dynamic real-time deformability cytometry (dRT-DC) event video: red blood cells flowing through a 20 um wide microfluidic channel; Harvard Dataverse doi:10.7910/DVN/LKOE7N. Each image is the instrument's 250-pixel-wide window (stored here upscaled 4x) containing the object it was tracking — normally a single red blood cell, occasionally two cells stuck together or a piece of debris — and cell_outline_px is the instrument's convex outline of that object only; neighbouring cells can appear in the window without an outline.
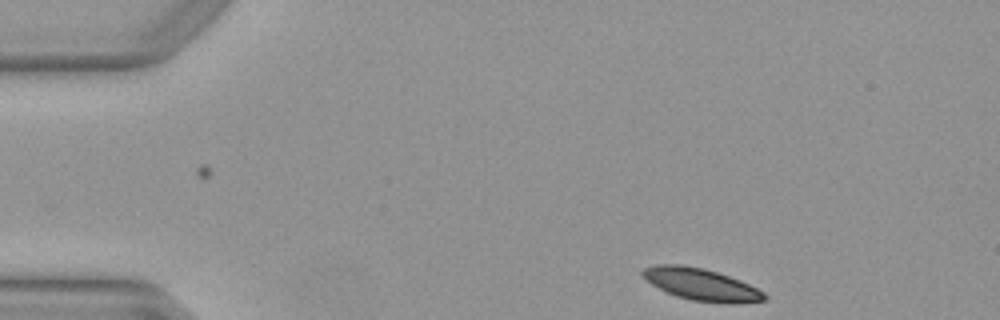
{"species": "Egyptian fruit bat (a non-hibernating species)", "species_latin": "Rousettus aegyptiacus", "temperature_condition": "warm", "stored_images_in_passage": 6, "camera_frame_rate_fps": 3000, "um_per_image_px": 0.085, "animal": {"sex": "female"}, "frame": {"image": 1, "passage_image": 6, "time_ms": 1.667, "image_size_px": [1000, 320], "cell_outline_px": [[768, 296], [764, 300], [728, 304], [692, 300], [676, 296], [664, 292], [652, 284], [640, 272], [644, 268], [656, 264], [680, 264], [704, 268], [740, 280], [764, 292]], "centroid_in_image_um": [59.58, 24.17], "position_along_channel_um": 25.4, "area_um2": 22.6}}